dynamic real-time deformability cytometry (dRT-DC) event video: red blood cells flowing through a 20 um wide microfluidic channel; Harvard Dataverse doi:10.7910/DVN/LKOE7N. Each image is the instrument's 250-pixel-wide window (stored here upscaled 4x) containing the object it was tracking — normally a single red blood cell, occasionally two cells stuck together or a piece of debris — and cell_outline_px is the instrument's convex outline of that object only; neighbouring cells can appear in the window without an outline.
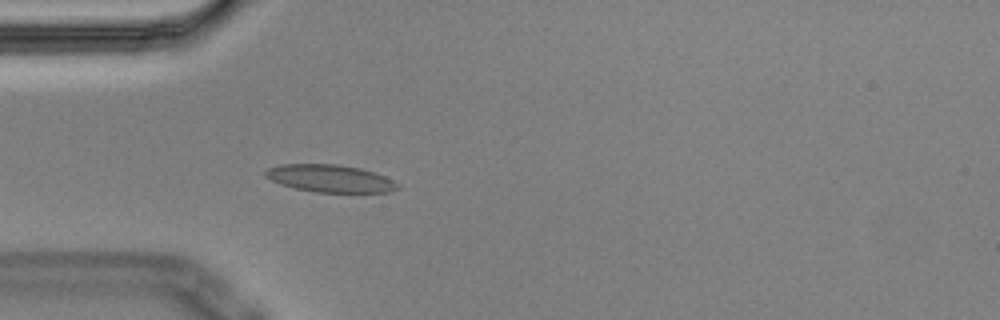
{"species": "Egyptian fruit bat (a non-hibernating species)", "species_latin": "Rousettus aegyptiacus", "temperature_condition": "cold", "stored_images_in_passage": 4, "camera_frame_rate_fps": 3000, "um_per_image_px": 0.085, "animal": {"sex": "male"}, "frame": {"image": 1, "passage_image": 4, "time_ms": 1.0, "image_size_px": [1000, 320], "cell_outline_px": [[400, 188], [388, 192], [316, 192], [296, 188], [280, 184], [264, 176], [264, 172], [268, 168], [280, 164], [336, 164], [360, 168], [384, 176], [400, 184]], "centroid_in_image_um": [28.05, 15.16], "position_along_channel_um": 57.0, "area_um2": 21.04}}